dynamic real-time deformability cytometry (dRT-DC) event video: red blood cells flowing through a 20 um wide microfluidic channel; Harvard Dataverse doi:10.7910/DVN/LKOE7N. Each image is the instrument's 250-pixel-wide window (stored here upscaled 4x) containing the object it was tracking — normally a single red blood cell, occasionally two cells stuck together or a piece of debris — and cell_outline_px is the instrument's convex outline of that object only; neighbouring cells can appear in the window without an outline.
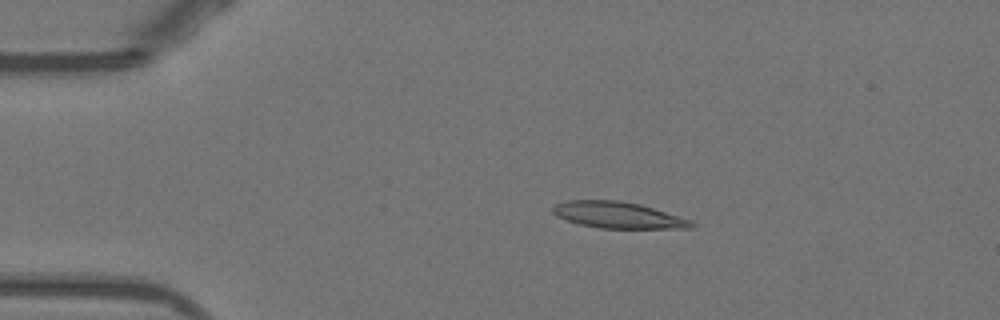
{"species": "Egyptian fruit bat (a non-hibernating species)", "species_latin": "Rousettus aegyptiacus", "temperature_condition": "warm", "stored_images_in_passage": 44, "camera_frame_rate_fps": 3000, "um_per_image_px": 0.085, "animal": {"sex": "female"}, "frame": {"image": 1, "passage_image": 3, "time_ms": 0.667, "image_size_px": [1000, 320], "cell_outline_px": [[696, 224], [692, 228], [600, 228], [576, 224], [556, 216], [552, 212], [552, 208], [556, 204], [568, 200], [620, 200], [640, 204], [692, 220]], "centroid_in_image_um": [52.51, 18.28], "position_along_channel_um": 32.5, "area_um2": 21.39}}
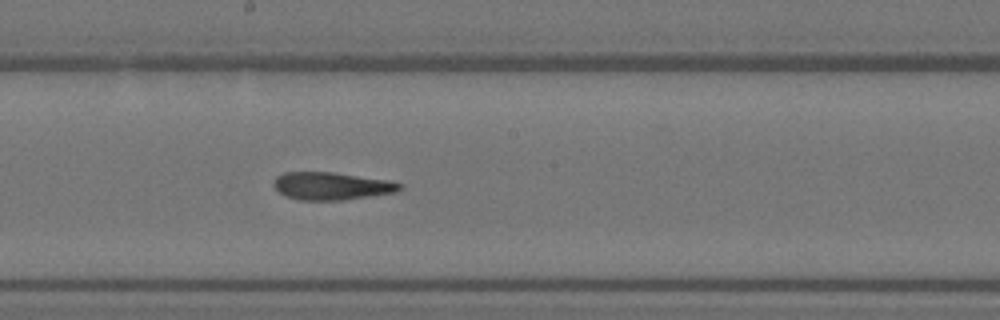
{"frame": {"image": 2, "passage_image": 21, "time_ms": 6.667, "image_size_px": [1000, 320], "cell_outline_px": [[404, 184], [396, 192], [340, 200], [300, 200], [288, 196], [280, 192], [272, 184], [276, 176], [284, 172], [336, 172], [388, 180]], "centroid_in_image_um": [28.17, 15.79], "position_along_channel_um": 220.0, "area_um2": 20.17}}
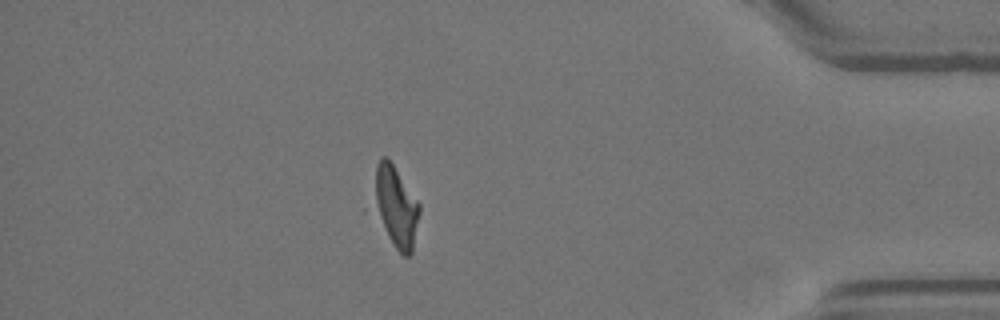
{"frame": {"image": 3, "passage_image": 38, "time_ms": 12.333, "image_size_px": [1000, 320], "cell_outline_px": [[420, 212], [412, 252], [408, 256], [404, 256], [396, 248], [388, 236], [380, 216], [376, 200], [376, 164], [380, 156], [388, 156], [420, 204]], "centroid_in_image_um": [33.71, 17.52], "position_along_channel_um": 401.5, "area_um2": 20.52}, "authors_computed_cell_mechanics": {"area_um2": 20.8947, "velocity_mm_per_s": 3.9011, "shape_relaxation_time_tau1_ms": null, "shape_relaxation_time_tau2_ms": 3.5082, "deformation_change_tau1": null, "deformation_change_tau2": 0.1476}}